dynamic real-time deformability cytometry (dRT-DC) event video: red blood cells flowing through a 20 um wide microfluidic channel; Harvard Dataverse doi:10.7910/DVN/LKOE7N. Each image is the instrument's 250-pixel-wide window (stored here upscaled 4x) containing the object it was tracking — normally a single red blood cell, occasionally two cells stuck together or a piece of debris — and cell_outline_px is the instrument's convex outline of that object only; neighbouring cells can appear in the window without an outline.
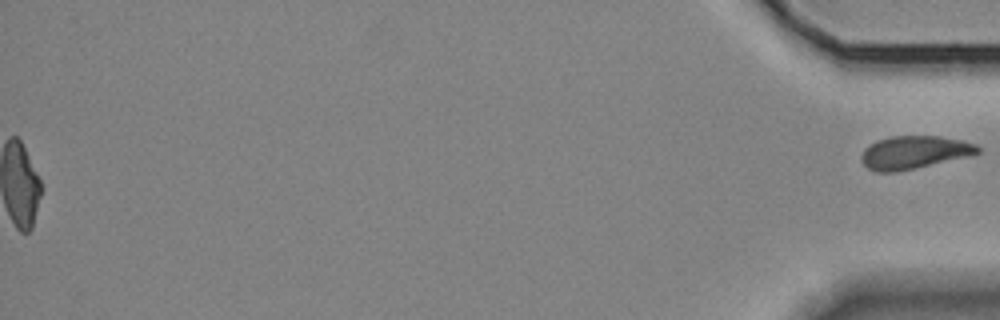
{"species": "Egyptian fruit bat (a non-hibernating species)", "species_latin": "Rousettus aegyptiacus", "temperature_condition": "room temperature", "stored_images_in_passage": 40, "segment_of_instrument_passage": [2, 2], "camera_frame_rate_fps": 3000, "um_per_image_px": 0.085, "animal": {"sex": "female"}, "frame": {"image": 1, "passage_image": 40, "time_ms": 13.0, "image_size_px": [1000, 320], "cell_outline_px": [[980, 152], [964, 156], [896, 172], [876, 172], [868, 168], [860, 160], [860, 156], [864, 148], [876, 140], [892, 136], [940, 136], [964, 140], [976, 144], [980, 148]], "centroid_in_image_um": [77.64, 12.93], "position_along_channel_um": 357.6, "area_um2": 22.08}}